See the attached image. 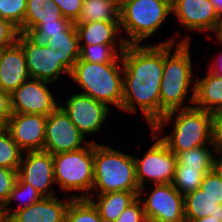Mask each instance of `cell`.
Instances as JSON below:
<instances>
[{"label": "cell", "mask_w": 222, "mask_h": 222, "mask_svg": "<svg viewBox=\"0 0 222 222\" xmlns=\"http://www.w3.org/2000/svg\"><path fill=\"white\" fill-rule=\"evenodd\" d=\"M180 32L155 44L126 45L121 54L123 64V100L121 110L135 113L136 105L151 128L160 119V84L164 69V44L190 42Z\"/></svg>", "instance_id": "1"}, {"label": "cell", "mask_w": 222, "mask_h": 222, "mask_svg": "<svg viewBox=\"0 0 222 222\" xmlns=\"http://www.w3.org/2000/svg\"><path fill=\"white\" fill-rule=\"evenodd\" d=\"M174 45L175 49L172 53ZM192 66L190 42L164 44V69L160 84V119L169 111L193 107L196 84L194 81L196 80L192 78L194 71ZM189 91L192 93L188 102L192 106L185 104Z\"/></svg>", "instance_id": "2"}, {"label": "cell", "mask_w": 222, "mask_h": 222, "mask_svg": "<svg viewBox=\"0 0 222 222\" xmlns=\"http://www.w3.org/2000/svg\"><path fill=\"white\" fill-rule=\"evenodd\" d=\"M170 123L173 124V131H170L168 135L161 136L165 130L164 125ZM150 129L158 135L169 150L177 155L202 145L213 144V113L194 106L172 110L167 112Z\"/></svg>", "instance_id": "3"}, {"label": "cell", "mask_w": 222, "mask_h": 222, "mask_svg": "<svg viewBox=\"0 0 222 222\" xmlns=\"http://www.w3.org/2000/svg\"><path fill=\"white\" fill-rule=\"evenodd\" d=\"M121 61V62H120ZM70 77L84 91L81 94L121 109L123 100V64L121 54L111 63L78 60Z\"/></svg>", "instance_id": "4"}, {"label": "cell", "mask_w": 222, "mask_h": 222, "mask_svg": "<svg viewBox=\"0 0 222 222\" xmlns=\"http://www.w3.org/2000/svg\"><path fill=\"white\" fill-rule=\"evenodd\" d=\"M134 156L110 145L94 143V179L91 194L139 192Z\"/></svg>", "instance_id": "5"}, {"label": "cell", "mask_w": 222, "mask_h": 222, "mask_svg": "<svg viewBox=\"0 0 222 222\" xmlns=\"http://www.w3.org/2000/svg\"><path fill=\"white\" fill-rule=\"evenodd\" d=\"M171 0H126L119 10L120 30L126 45H141L153 37L172 14Z\"/></svg>", "instance_id": "6"}, {"label": "cell", "mask_w": 222, "mask_h": 222, "mask_svg": "<svg viewBox=\"0 0 222 222\" xmlns=\"http://www.w3.org/2000/svg\"><path fill=\"white\" fill-rule=\"evenodd\" d=\"M54 180L64 193L79 191L73 198H89L94 179V141L84 148L53 155ZM85 192V193H84Z\"/></svg>", "instance_id": "7"}, {"label": "cell", "mask_w": 222, "mask_h": 222, "mask_svg": "<svg viewBox=\"0 0 222 222\" xmlns=\"http://www.w3.org/2000/svg\"><path fill=\"white\" fill-rule=\"evenodd\" d=\"M153 134L151 139L155 141L143 157H135L136 179L139 185L138 197H142L146 187L145 180L152 181L154 184L172 183L176 170L177 158L176 155L168 149L166 144L158 138V135Z\"/></svg>", "instance_id": "8"}, {"label": "cell", "mask_w": 222, "mask_h": 222, "mask_svg": "<svg viewBox=\"0 0 222 222\" xmlns=\"http://www.w3.org/2000/svg\"><path fill=\"white\" fill-rule=\"evenodd\" d=\"M16 43L22 48L30 78L53 83L60 79L62 73L70 76V72L61 64L58 50L49 48L45 43H38L28 34L20 32Z\"/></svg>", "instance_id": "9"}, {"label": "cell", "mask_w": 222, "mask_h": 222, "mask_svg": "<svg viewBox=\"0 0 222 222\" xmlns=\"http://www.w3.org/2000/svg\"><path fill=\"white\" fill-rule=\"evenodd\" d=\"M89 142L60 106L47 116L43 151L55 155L82 149Z\"/></svg>", "instance_id": "10"}, {"label": "cell", "mask_w": 222, "mask_h": 222, "mask_svg": "<svg viewBox=\"0 0 222 222\" xmlns=\"http://www.w3.org/2000/svg\"><path fill=\"white\" fill-rule=\"evenodd\" d=\"M153 191L140 198L148 222H178L185 219L184 196L171 183L154 184Z\"/></svg>", "instance_id": "11"}, {"label": "cell", "mask_w": 222, "mask_h": 222, "mask_svg": "<svg viewBox=\"0 0 222 222\" xmlns=\"http://www.w3.org/2000/svg\"><path fill=\"white\" fill-rule=\"evenodd\" d=\"M47 81L29 78L10 94L12 113L41 114L48 116L59 103Z\"/></svg>", "instance_id": "12"}, {"label": "cell", "mask_w": 222, "mask_h": 222, "mask_svg": "<svg viewBox=\"0 0 222 222\" xmlns=\"http://www.w3.org/2000/svg\"><path fill=\"white\" fill-rule=\"evenodd\" d=\"M17 179L29 183L42 197L55 196L53 155L43 150L23 152Z\"/></svg>", "instance_id": "13"}, {"label": "cell", "mask_w": 222, "mask_h": 222, "mask_svg": "<svg viewBox=\"0 0 222 222\" xmlns=\"http://www.w3.org/2000/svg\"><path fill=\"white\" fill-rule=\"evenodd\" d=\"M65 104L59 106L85 137L100 131L111 110L107 104L78 92L69 96Z\"/></svg>", "instance_id": "14"}, {"label": "cell", "mask_w": 222, "mask_h": 222, "mask_svg": "<svg viewBox=\"0 0 222 222\" xmlns=\"http://www.w3.org/2000/svg\"><path fill=\"white\" fill-rule=\"evenodd\" d=\"M46 115L12 113L4 126L23 151H41L45 144Z\"/></svg>", "instance_id": "15"}, {"label": "cell", "mask_w": 222, "mask_h": 222, "mask_svg": "<svg viewBox=\"0 0 222 222\" xmlns=\"http://www.w3.org/2000/svg\"><path fill=\"white\" fill-rule=\"evenodd\" d=\"M171 11L189 32L213 33L219 17L209 0H171Z\"/></svg>", "instance_id": "16"}, {"label": "cell", "mask_w": 222, "mask_h": 222, "mask_svg": "<svg viewBox=\"0 0 222 222\" xmlns=\"http://www.w3.org/2000/svg\"><path fill=\"white\" fill-rule=\"evenodd\" d=\"M71 196L59 199L57 196L42 197L27 208L16 211L9 219L11 222H65L66 211Z\"/></svg>", "instance_id": "17"}, {"label": "cell", "mask_w": 222, "mask_h": 222, "mask_svg": "<svg viewBox=\"0 0 222 222\" xmlns=\"http://www.w3.org/2000/svg\"><path fill=\"white\" fill-rule=\"evenodd\" d=\"M29 78L22 48L15 42L12 46L1 49L0 89L11 94Z\"/></svg>", "instance_id": "18"}, {"label": "cell", "mask_w": 222, "mask_h": 222, "mask_svg": "<svg viewBox=\"0 0 222 222\" xmlns=\"http://www.w3.org/2000/svg\"><path fill=\"white\" fill-rule=\"evenodd\" d=\"M79 45L126 44L122 38L119 21L87 22L75 24ZM120 38H119V37Z\"/></svg>", "instance_id": "19"}, {"label": "cell", "mask_w": 222, "mask_h": 222, "mask_svg": "<svg viewBox=\"0 0 222 222\" xmlns=\"http://www.w3.org/2000/svg\"><path fill=\"white\" fill-rule=\"evenodd\" d=\"M194 107L215 113L222 110V77L209 71L195 81Z\"/></svg>", "instance_id": "20"}, {"label": "cell", "mask_w": 222, "mask_h": 222, "mask_svg": "<svg viewBox=\"0 0 222 222\" xmlns=\"http://www.w3.org/2000/svg\"><path fill=\"white\" fill-rule=\"evenodd\" d=\"M139 192L116 191L91 194L89 200L104 222H115L121 213L138 197ZM96 197L98 198L96 200ZM97 201V202H96Z\"/></svg>", "instance_id": "21"}, {"label": "cell", "mask_w": 222, "mask_h": 222, "mask_svg": "<svg viewBox=\"0 0 222 222\" xmlns=\"http://www.w3.org/2000/svg\"><path fill=\"white\" fill-rule=\"evenodd\" d=\"M44 43L49 48L59 51L61 64L71 73L80 57L79 37L75 24L60 34L50 35Z\"/></svg>", "instance_id": "22"}, {"label": "cell", "mask_w": 222, "mask_h": 222, "mask_svg": "<svg viewBox=\"0 0 222 222\" xmlns=\"http://www.w3.org/2000/svg\"><path fill=\"white\" fill-rule=\"evenodd\" d=\"M62 13L53 0H27L24 34H30L41 22L60 20Z\"/></svg>", "instance_id": "23"}, {"label": "cell", "mask_w": 222, "mask_h": 222, "mask_svg": "<svg viewBox=\"0 0 222 222\" xmlns=\"http://www.w3.org/2000/svg\"><path fill=\"white\" fill-rule=\"evenodd\" d=\"M184 214L186 220L222 217V204H217L199 188L184 195Z\"/></svg>", "instance_id": "24"}, {"label": "cell", "mask_w": 222, "mask_h": 222, "mask_svg": "<svg viewBox=\"0 0 222 222\" xmlns=\"http://www.w3.org/2000/svg\"><path fill=\"white\" fill-rule=\"evenodd\" d=\"M119 21V9L108 0H83L80 15L74 24Z\"/></svg>", "instance_id": "25"}, {"label": "cell", "mask_w": 222, "mask_h": 222, "mask_svg": "<svg viewBox=\"0 0 222 222\" xmlns=\"http://www.w3.org/2000/svg\"><path fill=\"white\" fill-rule=\"evenodd\" d=\"M213 148V144H209L178 153L176 155V167H192L199 168V170H213L215 158V154L211 151H215Z\"/></svg>", "instance_id": "26"}, {"label": "cell", "mask_w": 222, "mask_h": 222, "mask_svg": "<svg viewBox=\"0 0 222 222\" xmlns=\"http://www.w3.org/2000/svg\"><path fill=\"white\" fill-rule=\"evenodd\" d=\"M126 44H93L79 45L80 57L92 63H111L125 49Z\"/></svg>", "instance_id": "27"}, {"label": "cell", "mask_w": 222, "mask_h": 222, "mask_svg": "<svg viewBox=\"0 0 222 222\" xmlns=\"http://www.w3.org/2000/svg\"><path fill=\"white\" fill-rule=\"evenodd\" d=\"M212 170H199L192 167H176L171 183L183 196L200 188L204 176Z\"/></svg>", "instance_id": "28"}, {"label": "cell", "mask_w": 222, "mask_h": 222, "mask_svg": "<svg viewBox=\"0 0 222 222\" xmlns=\"http://www.w3.org/2000/svg\"><path fill=\"white\" fill-rule=\"evenodd\" d=\"M65 222H104L87 198H73L67 208Z\"/></svg>", "instance_id": "29"}, {"label": "cell", "mask_w": 222, "mask_h": 222, "mask_svg": "<svg viewBox=\"0 0 222 222\" xmlns=\"http://www.w3.org/2000/svg\"><path fill=\"white\" fill-rule=\"evenodd\" d=\"M41 198L42 196L29 183H22L16 179L12 191L10 192L9 199L4 205L7 217L10 218L16 211L27 208ZM16 200H22L21 202L24 204L19 201L21 204L18 205L17 208L12 207V201ZM9 206H11V208H9Z\"/></svg>", "instance_id": "30"}, {"label": "cell", "mask_w": 222, "mask_h": 222, "mask_svg": "<svg viewBox=\"0 0 222 222\" xmlns=\"http://www.w3.org/2000/svg\"><path fill=\"white\" fill-rule=\"evenodd\" d=\"M22 153L5 127H0V167L18 171Z\"/></svg>", "instance_id": "31"}, {"label": "cell", "mask_w": 222, "mask_h": 222, "mask_svg": "<svg viewBox=\"0 0 222 222\" xmlns=\"http://www.w3.org/2000/svg\"><path fill=\"white\" fill-rule=\"evenodd\" d=\"M27 0H0V18L9 21L24 34Z\"/></svg>", "instance_id": "32"}, {"label": "cell", "mask_w": 222, "mask_h": 222, "mask_svg": "<svg viewBox=\"0 0 222 222\" xmlns=\"http://www.w3.org/2000/svg\"><path fill=\"white\" fill-rule=\"evenodd\" d=\"M72 24L73 22L65 17H62L60 20L41 22L29 36L38 43H44L50 38V35L60 34L66 31Z\"/></svg>", "instance_id": "33"}, {"label": "cell", "mask_w": 222, "mask_h": 222, "mask_svg": "<svg viewBox=\"0 0 222 222\" xmlns=\"http://www.w3.org/2000/svg\"><path fill=\"white\" fill-rule=\"evenodd\" d=\"M200 189L217 204H222V180L214 170L204 176Z\"/></svg>", "instance_id": "34"}, {"label": "cell", "mask_w": 222, "mask_h": 222, "mask_svg": "<svg viewBox=\"0 0 222 222\" xmlns=\"http://www.w3.org/2000/svg\"><path fill=\"white\" fill-rule=\"evenodd\" d=\"M17 179V170L0 167V205H5Z\"/></svg>", "instance_id": "35"}, {"label": "cell", "mask_w": 222, "mask_h": 222, "mask_svg": "<svg viewBox=\"0 0 222 222\" xmlns=\"http://www.w3.org/2000/svg\"><path fill=\"white\" fill-rule=\"evenodd\" d=\"M115 222H148L140 198L137 197Z\"/></svg>", "instance_id": "36"}, {"label": "cell", "mask_w": 222, "mask_h": 222, "mask_svg": "<svg viewBox=\"0 0 222 222\" xmlns=\"http://www.w3.org/2000/svg\"><path fill=\"white\" fill-rule=\"evenodd\" d=\"M59 7L62 16L71 20L73 23L78 19L83 0H53Z\"/></svg>", "instance_id": "37"}, {"label": "cell", "mask_w": 222, "mask_h": 222, "mask_svg": "<svg viewBox=\"0 0 222 222\" xmlns=\"http://www.w3.org/2000/svg\"><path fill=\"white\" fill-rule=\"evenodd\" d=\"M19 34L18 29L9 21L0 18V50L12 46Z\"/></svg>", "instance_id": "38"}, {"label": "cell", "mask_w": 222, "mask_h": 222, "mask_svg": "<svg viewBox=\"0 0 222 222\" xmlns=\"http://www.w3.org/2000/svg\"><path fill=\"white\" fill-rule=\"evenodd\" d=\"M212 143L215 152H222V110L213 113Z\"/></svg>", "instance_id": "39"}, {"label": "cell", "mask_w": 222, "mask_h": 222, "mask_svg": "<svg viewBox=\"0 0 222 222\" xmlns=\"http://www.w3.org/2000/svg\"><path fill=\"white\" fill-rule=\"evenodd\" d=\"M11 116L10 93L0 89V127H4Z\"/></svg>", "instance_id": "40"}, {"label": "cell", "mask_w": 222, "mask_h": 222, "mask_svg": "<svg viewBox=\"0 0 222 222\" xmlns=\"http://www.w3.org/2000/svg\"><path fill=\"white\" fill-rule=\"evenodd\" d=\"M220 53L216 54L217 57L210 62L211 66L208 71L213 75L222 77V52Z\"/></svg>", "instance_id": "41"}, {"label": "cell", "mask_w": 222, "mask_h": 222, "mask_svg": "<svg viewBox=\"0 0 222 222\" xmlns=\"http://www.w3.org/2000/svg\"><path fill=\"white\" fill-rule=\"evenodd\" d=\"M216 154L218 153V157L215 156L214 158V166L213 170L216 172V174L221 178L222 180V152H215Z\"/></svg>", "instance_id": "42"}, {"label": "cell", "mask_w": 222, "mask_h": 222, "mask_svg": "<svg viewBox=\"0 0 222 222\" xmlns=\"http://www.w3.org/2000/svg\"><path fill=\"white\" fill-rule=\"evenodd\" d=\"M213 34L216 35L215 38L217 37L216 42L217 43L220 42V44L222 45V16L219 18L217 27L215 31L213 32Z\"/></svg>", "instance_id": "43"}, {"label": "cell", "mask_w": 222, "mask_h": 222, "mask_svg": "<svg viewBox=\"0 0 222 222\" xmlns=\"http://www.w3.org/2000/svg\"><path fill=\"white\" fill-rule=\"evenodd\" d=\"M189 222H222V217L206 216L200 219L188 220Z\"/></svg>", "instance_id": "44"}, {"label": "cell", "mask_w": 222, "mask_h": 222, "mask_svg": "<svg viewBox=\"0 0 222 222\" xmlns=\"http://www.w3.org/2000/svg\"><path fill=\"white\" fill-rule=\"evenodd\" d=\"M213 8L217 14V16L220 18L222 16V0H209Z\"/></svg>", "instance_id": "45"}, {"label": "cell", "mask_w": 222, "mask_h": 222, "mask_svg": "<svg viewBox=\"0 0 222 222\" xmlns=\"http://www.w3.org/2000/svg\"><path fill=\"white\" fill-rule=\"evenodd\" d=\"M8 219L5 208L0 205V222H5Z\"/></svg>", "instance_id": "46"}, {"label": "cell", "mask_w": 222, "mask_h": 222, "mask_svg": "<svg viewBox=\"0 0 222 222\" xmlns=\"http://www.w3.org/2000/svg\"><path fill=\"white\" fill-rule=\"evenodd\" d=\"M114 6H116L119 10L123 7L126 0H108Z\"/></svg>", "instance_id": "47"}, {"label": "cell", "mask_w": 222, "mask_h": 222, "mask_svg": "<svg viewBox=\"0 0 222 222\" xmlns=\"http://www.w3.org/2000/svg\"><path fill=\"white\" fill-rule=\"evenodd\" d=\"M178 222H189V221H188V220H186V219H183V220L178 221Z\"/></svg>", "instance_id": "48"}]
</instances>
